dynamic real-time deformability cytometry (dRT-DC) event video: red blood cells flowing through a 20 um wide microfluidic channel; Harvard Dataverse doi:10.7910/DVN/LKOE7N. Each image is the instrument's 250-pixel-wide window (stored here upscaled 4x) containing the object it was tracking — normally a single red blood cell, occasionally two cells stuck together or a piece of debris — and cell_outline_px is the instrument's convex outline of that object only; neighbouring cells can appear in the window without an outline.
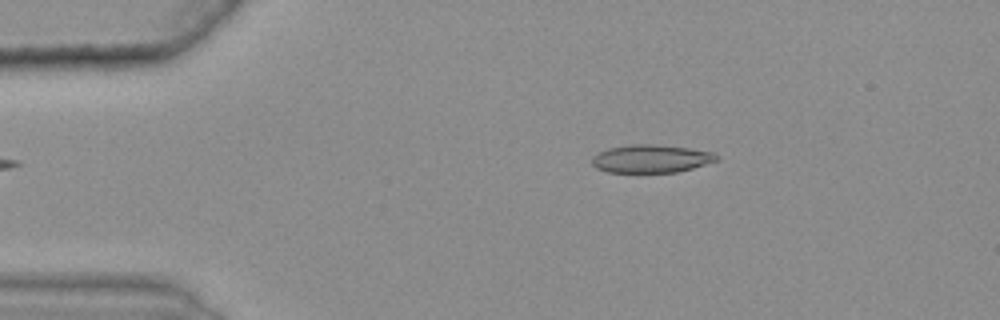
{"species": "common noctule bat (a hibernating species)", "species_latin": "Nyctalus noctula", "temperature_condition": "warm", "stored_images_in_passage": 39, "camera_frame_rate_fps": 3000, "um_per_image_px": 0.085, "animal": {"sex": "female", "body_mass_g": 25.1}, "frame": {"image": 1, "passage_image": 1, "time_ms": 0.0, "image_size_px": [1000, 320], "cell_outline_px": [[716, 160], [692, 168], [676, 172], [608, 172], [596, 168], [592, 164], [592, 156], [608, 148], [632, 144], [652, 144], [688, 148], [712, 152], [716, 156]], "centroid_in_image_um": [55.28, 13.49], "position_along_channel_um": 29.7, "area_um2": 20.0}}
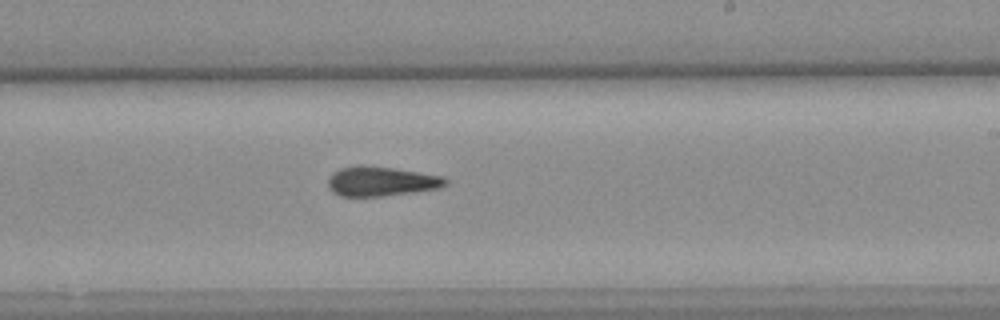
{"frame": {"image": 2, "passage_image": 24, "time_ms": 7.667, "image_size_px": [1000, 320], "cell_outline_px": [[448, 184], [440, 188], [384, 196], [340, 196], [332, 192], [328, 188], [328, 176], [332, 172], [340, 168], [360, 164], [392, 168], [444, 176], [448, 180]], "centroid_in_image_um": [32.37, 15.41], "position_along_channel_um": 256.6, "area_um2": 20.46}}
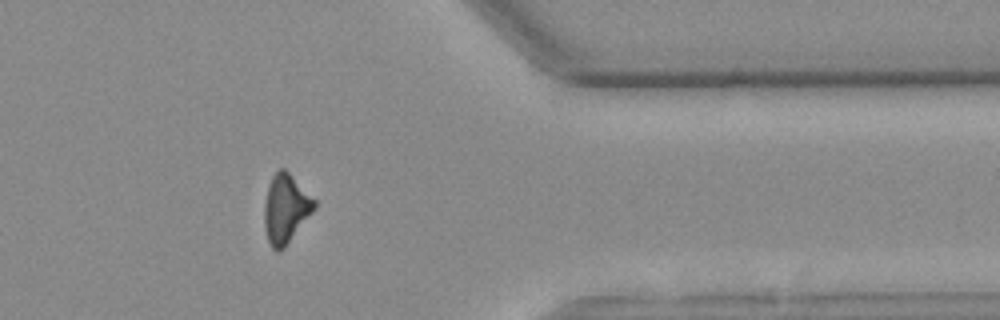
{"frame": {"image": 3, "passage_image": 36, "time_ms": 11.667, "image_size_px": [1000, 320], "cell_outline_px": [[316, 204], [312, 212], [284, 248], [280, 252], [276, 252], [272, 248], [268, 240], [264, 224], [264, 204], [268, 188], [272, 176], [280, 168], [284, 168], [316, 200]], "centroid_in_image_um": [24.27, 17.75], "position_along_channel_um": 387.1, "area_um2": 19.77}, "authors_computed_cell_mechanics": {"area_um2": 20.2878, "velocity_mm_per_s": 3.6654, "shape_relaxation_time_tau1_ms": null, "shape_relaxation_time_tau2_ms": 4.6266, "deformation_change_tau1": null, "deformation_change_tau2": 0.1506}}